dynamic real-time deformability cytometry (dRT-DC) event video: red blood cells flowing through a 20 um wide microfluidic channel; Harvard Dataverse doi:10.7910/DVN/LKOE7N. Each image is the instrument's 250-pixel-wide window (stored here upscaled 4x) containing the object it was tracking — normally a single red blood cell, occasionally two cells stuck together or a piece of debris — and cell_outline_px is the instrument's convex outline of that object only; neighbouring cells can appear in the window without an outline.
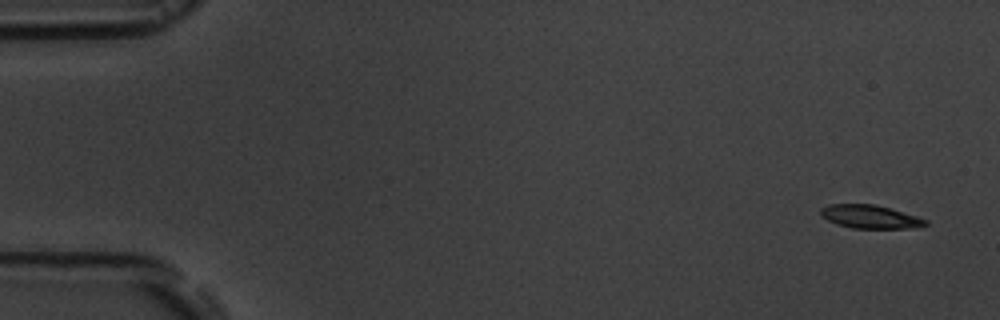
{"species": "common noctule bat (a hibernating species)", "species_latin": "Nyctalus noctula", "temperature_condition": "room temperature", "stored_images_in_passage": 5, "camera_frame_rate_fps": 3000, "um_per_image_px": 0.085, "animal": {"sex": "male", "body_mass_g": 19.5, "forearm_length_mm": 54.6}, "frame": {"image": 1, "passage_image": 1, "time_ms": 0.0, "image_size_px": [1000, 320], "cell_outline_px": [[928, 224], [912, 228], [852, 228], [836, 224], [820, 216], [820, 208], [828, 204], [872, 204], [888, 208], [916, 216], [928, 220]], "centroid_in_image_um": [73.91, 18.42], "position_along_channel_um": 11.1, "area_um2": 14.16}}